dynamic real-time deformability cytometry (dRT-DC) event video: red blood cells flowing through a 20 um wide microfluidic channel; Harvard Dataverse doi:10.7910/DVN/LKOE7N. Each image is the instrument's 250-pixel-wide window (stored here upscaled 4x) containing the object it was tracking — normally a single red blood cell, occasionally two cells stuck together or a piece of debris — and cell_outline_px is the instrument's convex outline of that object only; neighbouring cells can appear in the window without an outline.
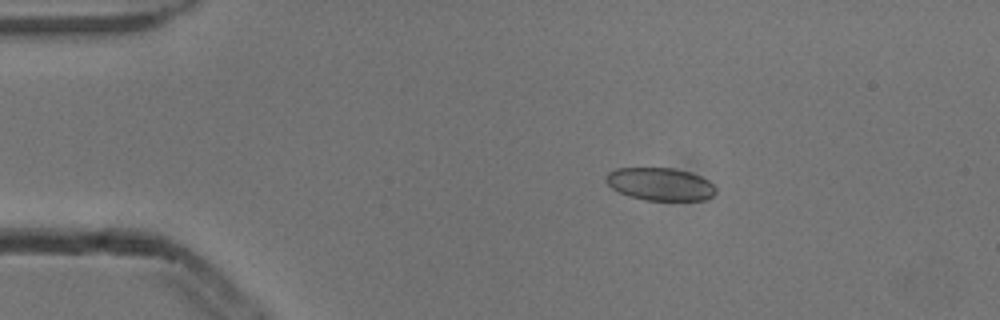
{"species": "common noctule bat (a hibernating species)", "species_latin": "Nyctalus noctula", "temperature_condition": "cold", "stored_images_in_passage": 7, "camera_frame_rate_fps": 3000, "um_per_image_px": 0.085, "animal": {"sex": "male", "body_mass_g": 13.3}, "frame": {"image": 1, "passage_image": 2, "time_ms": 0.333, "image_size_px": [1000, 320], "cell_outline_px": [[716, 192], [712, 196], [704, 200], [644, 200], [628, 196], [612, 188], [604, 180], [604, 176], [608, 172], [616, 168], [672, 168], [688, 172], [700, 176], [708, 180], [716, 188]], "centroid_in_image_um": [56.08, 15.65], "position_along_channel_um": 28.9, "area_um2": 20.98}}
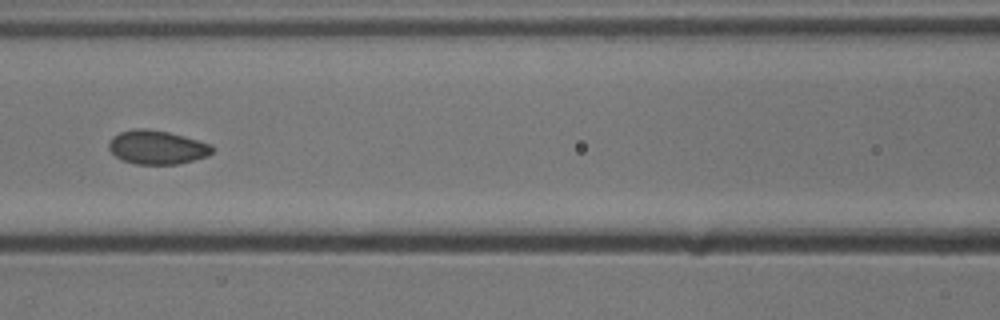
{"frame": {"image": 2, "passage_image": 6, "time_ms": 1.667, "image_size_px": [1000, 320], "cell_outline_px": [[212, 152], [208, 156], [180, 164], [136, 164], [124, 160], [116, 156], [108, 148], [108, 144], [112, 136], [120, 132], [136, 128], [144, 128], [168, 132], [184, 136], [212, 144]], "centroid_in_image_um": [13.35, 12.52], "position_along_channel_um": 153.2, "area_um2": 20.35}}
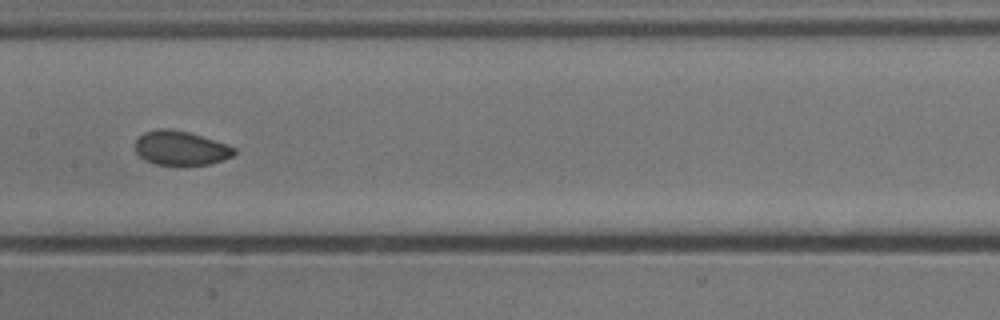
{"frame": {"image": 3, "passage_image": 7, "time_ms": 2.0, "image_size_px": [1000, 320], "cell_outline_px": [[236, 152], [232, 156], [224, 160], [212, 164], [184, 168], [156, 164], [144, 160], [136, 152], [136, 140], [144, 132], [156, 128], [172, 128], [188, 132], [236, 148]], "centroid_in_image_um": [15.35, 12.64], "position_along_channel_um": 192.0, "area_um2": 20.35}}